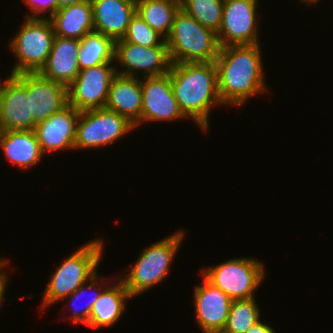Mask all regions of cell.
<instances>
[{
  "label": "cell",
  "instance_id": "cell-23",
  "mask_svg": "<svg viewBox=\"0 0 333 333\" xmlns=\"http://www.w3.org/2000/svg\"><path fill=\"white\" fill-rule=\"evenodd\" d=\"M180 0H136V13L164 39L170 34Z\"/></svg>",
  "mask_w": 333,
  "mask_h": 333
},
{
  "label": "cell",
  "instance_id": "cell-21",
  "mask_svg": "<svg viewBox=\"0 0 333 333\" xmlns=\"http://www.w3.org/2000/svg\"><path fill=\"white\" fill-rule=\"evenodd\" d=\"M117 283L107 286L101 293L98 300L93 304L90 312L88 327L102 328L111 327L123 315L126 309L127 300L131 295L126 289L123 281L118 279Z\"/></svg>",
  "mask_w": 333,
  "mask_h": 333
},
{
  "label": "cell",
  "instance_id": "cell-29",
  "mask_svg": "<svg viewBox=\"0 0 333 333\" xmlns=\"http://www.w3.org/2000/svg\"><path fill=\"white\" fill-rule=\"evenodd\" d=\"M23 1L28 7H30L29 10L31 9L32 11V13L26 14L25 17L27 18H50L58 9L57 0H23ZM47 12L49 15L45 16Z\"/></svg>",
  "mask_w": 333,
  "mask_h": 333
},
{
  "label": "cell",
  "instance_id": "cell-30",
  "mask_svg": "<svg viewBox=\"0 0 333 333\" xmlns=\"http://www.w3.org/2000/svg\"><path fill=\"white\" fill-rule=\"evenodd\" d=\"M7 262H5L1 267H0V307H2V303L4 302V294L6 293V288H7V283H8V275L5 272V266H7Z\"/></svg>",
  "mask_w": 333,
  "mask_h": 333
},
{
  "label": "cell",
  "instance_id": "cell-12",
  "mask_svg": "<svg viewBox=\"0 0 333 333\" xmlns=\"http://www.w3.org/2000/svg\"><path fill=\"white\" fill-rule=\"evenodd\" d=\"M27 93V73L12 75L0 91V131L35 129Z\"/></svg>",
  "mask_w": 333,
  "mask_h": 333
},
{
  "label": "cell",
  "instance_id": "cell-25",
  "mask_svg": "<svg viewBox=\"0 0 333 333\" xmlns=\"http://www.w3.org/2000/svg\"><path fill=\"white\" fill-rule=\"evenodd\" d=\"M255 298L232 301L222 332L247 333L260 320L261 312Z\"/></svg>",
  "mask_w": 333,
  "mask_h": 333
},
{
  "label": "cell",
  "instance_id": "cell-31",
  "mask_svg": "<svg viewBox=\"0 0 333 333\" xmlns=\"http://www.w3.org/2000/svg\"><path fill=\"white\" fill-rule=\"evenodd\" d=\"M247 333H276V331L269 324L259 320Z\"/></svg>",
  "mask_w": 333,
  "mask_h": 333
},
{
  "label": "cell",
  "instance_id": "cell-36",
  "mask_svg": "<svg viewBox=\"0 0 333 333\" xmlns=\"http://www.w3.org/2000/svg\"><path fill=\"white\" fill-rule=\"evenodd\" d=\"M208 333H224V332L218 331V332H208Z\"/></svg>",
  "mask_w": 333,
  "mask_h": 333
},
{
  "label": "cell",
  "instance_id": "cell-32",
  "mask_svg": "<svg viewBox=\"0 0 333 333\" xmlns=\"http://www.w3.org/2000/svg\"><path fill=\"white\" fill-rule=\"evenodd\" d=\"M87 0H57V6L58 8L65 7L68 5L76 4V3H81Z\"/></svg>",
  "mask_w": 333,
  "mask_h": 333
},
{
  "label": "cell",
  "instance_id": "cell-14",
  "mask_svg": "<svg viewBox=\"0 0 333 333\" xmlns=\"http://www.w3.org/2000/svg\"><path fill=\"white\" fill-rule=\"evenodd\" d=\"M203 283L194 286L195 319L203 333L223 331L232 299L202 274Z\"/></svg>",
  "mask_w": 333,
  "mask_h": 333
},
{
  "label": "cell",
  "instance_id": "cell-27",
  "mask_svg": "<svg viewBox=\"0 0 333 333\" xmlns=\"http://www.w3.org/2000/svg\"><path fill=\"white\" fill-rule=\"evenodd\" d=\"M98 279H99V276L96 274L89 281H87L86 283L82 284L74 293H72L70 296H68L67 298H65L66 300L67 299L71 300L68 303L72 302V305L70 307L71 308L74 307L73 311L71 313L72 317L70 316V317L66 318L68 320H71L73 322V324L77 325V323H79V324L81 323V324H84L86 326L88 325L89 316H90V312H91V309L93 307V304L98 300V298L100 297L102 291L107 287V285H106L107 283L105 281V277L104 278L100 277V279H99L100 281H98ZM102 281H103L104 284L102 283ZM97 283H100V285L98 286ZM101 288H103V289H101ZM88 291H92V292L94 291L92 293L94 296L91 297V295H90L91 292H88ZM87 292L89 293V295H87V296L91 297L89 299L90 301H87L86 305H84L80 309V307L76 306L75 302L78 301L80 298L82 299V297L84 296L83 294L87 293Z\"/></svg>",
  "mask_w": 333,
  "mask_h": 333
},
{
  "label": "cell",
  "instance_id": "cell-5",
  "mask_svg": "<svg viewBox=\"0 0 333 333\" xmlns=\"http://www.w3.org/2000/svg\"><path fill=\"white\" fill-rule=\"evenodd\" d=\"M184 233L183 230L176 231L140 252L137 262L121 279L132 298L147 292L166 278L184 240Z\"/></svg>",
  "mask_w": 333,
  "mask_h": 333
},
{
  "label": "cell",
  "instance_id": "cell-13",
  "mask_svg": "<svg viewBox=\"0 0 333 333\" xmlns=\"http://www.w3.org/2000/svg\"><path fill=\"white\" fill-rule=\"evenodd\" d=\"M141 124L146 121L170 122L185 119L174 97L170 74L143 77L141 80Z\"/></svg>",
  "mask_w": 333,
  "mask_h": 333
},
{
  "label": "cell",
  "instance_id": "cell-26",
  "mask_svg": "<svg viewBox=\"0 0 333 333\" xmlns=\"http://www.w3.org/2000/svg\"><path fill=\"white\" fill-rule=\"evenodd\" d=\"M181 9L205 28L218 33L223 15L224 0H180Z\"/></svg>",
  "mask_w": 333,
  "mask_h": 333
},
{
  "label": "cell",
  "instance_id": "cell-10",
  "mask_svg": "<svg viewBox=\"0 0 333 333\" xmlns=\"http://www.w3.org/2000/svg\"><path fill=\"white\" fill-rule=\"evenodd\" d=\"M114 61L124 67L116 73L129 77H139L138 72L142 77L162 76L172 66L168 46L144 47L126 41H115Z\"/></svg>",
  "mask_w": 333,
  "mask_h": 333
},
{
  "label": "cell",
  "instance_id": "cell-2",
  "mask_svg": "<svg viewBox=\"0 0 333 333\" xmlns=\"http://www.w3.org/2000/svg\"><path fill=\"white\" fill-rule=\"evenodd\" d=\"M169 74L180 110L187 119L193 120L198 128L206 132L211 109L223 105L214 61L172 63Z\"/></svg>",
  "mask_w": 333,
  "mask_h": 333
},
{
  "label": "cell",
  "instance_id": "cell-11",
  "mask_svg": "<svg viewBox=\"0 0 333 333\" xmlns=\"http://www.w3.org/2000/svg\"><path fill=\"white\" fill-rule=\"evenodd\" d=\"M258 0H224L221 27L217 33L220 47L259 44Z\"/></svg>",
  "mask_w": 333,
  "mask_h": 333
},
{
  "label": "cell",
  "instance_id": "cell-19",
  "mask_svg": "<svg viewBox=\"0 0 333 333\" xmlns=\"http://www.w3.org/2000/svg\"><path fill=\"white\" fill-rule=\"evenodd\" d=\"M141 77L116 75L110 85L105 108L126 117L135 128L141 125Z\"/></svg>",
  "mask_w": 333,
  "mask_h": 333
},
{
  "label": "cell",
  "instance_id": "cell-3",
  "mask_svg": "<svg viewBox=\"0 0 333 333\" xmlns=\"http://www.w3.org/2000/svg\"><path fill=\"white\" fill-rule=\"evenodd\" d=\"M103 240L98 238L87 242L71 253L50 276L46 289L41 293L42 309L65 300L82 284L89 281L96 272L104 256Z\"/></svg>",
  "mask_w": 333,
  "mask_h": 333
},
{
  "label": "cell",
  "instance_id": "cell-4",
  "mask_svg": "<svg viewBox=\"0 0 333 333\" xmlns=\"http://www.w3.org/2000/svg\"><path fill=\"white\" fill-rule=\"evenodd\" d=\"M165 41L172 63L213 62L220 50L217 33L202 26L181 8Z\"/></svg>",
  "mask_w": 333,
  "mask_h": 333
},
{
  "label": "cell",
  "instance_id": "cell-9",
  "mask_svg": "<svg viewBox=\"0 0 333 333\" xmlns=\"http://www.w3.org/2000/svg\"><path fill=\"white\" fill-rule=\"evenodd\" d=\"M113 62L81 69L68 86V104L79 112L102 109L113 78L117 75Z\"/></svg>",
  "mask_w": 333,
  "mask_h": 333
},
{
  "label": "cell",
  "instance_id": "cell-35",
  "mask_svg": "<svg viewBox=\"0 0 333 333\" xmlns=\"http://www.w3.org/2000/svg\"><path fill=\"white\" fill-rule=\"evenodd\" d=\"M6 261L2 258H0V267L5 263Z\"/></svg>",
  "mask_w": 333,
  "mask_h": 333
},
{
  "label": "cell",
  "instance_id": "cell-17",
  "mask_svg": "<svg viewBox=\"0 0 333 333\" xmlns=\"http://www.w3.org/2000/svg\"><path fill=\"white\" fill-rule=\"evenodd\" d=\"M80 47L79 39L55 36L47 62L38 73L46 79L68 87L80 71Z\"/></svg>",
  "mask_w": 333,
  "mask_h": 333
},
{
  "label": "cell",
  "instance_id": "cell-15",
  "mask_svg": "<svg viewBox=\"0 0 333 333\" xmlns=\"http://www.w3.org/2000/svg\"><path fill=\"white\" fill-rule=\"evenodd\" d=\"M79 117L80 112L68 104L36 124L34 131L44 155L58 150H74Z\"/></svg>",
  "mask_w": 333,
  "mask_h": 333
},
{
  "label": "cell",
  "instance_id": "cell-33",
  "mask_svg": "<svg viewBox=\"0 0 333 333\" xmlns=\"http://www.w3.org/2000/svg\"><path fill=\"white\" fill-rule=\"evenodd\" d=\"M299 1H301V2H303V3H306L307 5L308 4H315V3H317V2H319V0H299Z\"/></svg>",
  "mask_w": 333,
  "mask_h": 333
},
{
  "label": "cell",
  "instance_id": "cell-28",
  "mask_svg": "<svg viewBox=\"0 0 333 333\" xmlns=\"http://www.w3.org/2000/svg\"><path fill=\"white\" fill-rule=\"evenodd\" d=\"M116 41H126L144 47L167 46L165 39L148 26L137 13L132 17L123 38Z\"/></svg>",
  "mask_w": 333,
  "mask_h": 333
},
{
  "label": "cell",
  "instance_id": "cell-16",
  "mask_svg": "<svg viewBox=\"0 0 333 333\" xmlns=\"http://www.w3.org/2000/svg\"><path fill=\"white\" fill-rule=\"evenodd\" d=\"M27 93L35 124L45 121L68 105V87L46 79L39 73H27Z\"/></svg>",
  "mask_w": 333,
  "mask_h": 333
},
{
  "label": "cell",
  "instance_id": "cell-34",
  "mask_svg": "<svg viewBox=\"0 0 333 333\" xmlns=\"http://www.w3.org/2000/svg\"><path fill=\"white\" fill-rule=\"evenodd\" d=\"M11 76H12V74L10 73V74L8 75V78L5 79V80L2 81V82H1V79H0V91L3 89L5 83L7 82V80H8Z\"/></svg>",
  "mask_w": 333,
  "mask_h": 333
},
{
  "label": "cell",
  "instance_id": "cell-6",
  "mask_svg": "<svg viewBox=\"0 0 333 333\" xmlns=\"http://www.w3.org/2000/svg\"><path fill=\"white\" fill-rule=\"evenodd\" d=\"M55 33L49 18H27L9 42L16 63L10 73H38L46 64Z\"/></svg>",
  "mask_w": 333,
  "mask_h": 333
},
{
  "label": "cell",
  "instance_id": "cell-20",
  "mask_svg": "<svg viewBox=\"0 0 333 333\" xmlns=\"http://www.w3.org/2000/svg\"><path fill=\"white\" fill-rule=\"evenodd\" d=\"M0 148L6 160L20 169L36 166L44 156L34 130L0 131Z\"/></svg>",
  "mask_w": 333,
  "mask_h": 333
},
{
  "label": "cell",
  "instance_id": "cell-22",
  "mask_svg": "<svg viewBox=\"0 0 333 333\" xmlns=\"http://www.w3.org/2000/svg\"><path fill=\"white\" fill-rule=\"evenodd\" d=\"M49 19L55 36L81 40L94 31L91 0L58 8Z\"/></svg>",
  "mask_w": 333,
  "mask_h": 333
},
{
  "label": "cell",
  "instance_id": "cell-8",
  "mask_svg": "<svg viewBox=\"0 0 333 333\" xmlns=\"http://www.w3.org/2000/svg\"><path fill=\"white\" fill-rule=\"evenodd\" d=\"M135 130L126 117L106 108L80 112L74 149L101 148Z\"/></svg>",
  "mask_w": 333,
  "mask_h": 333
},
{
  "label": "cell",
  "instance_id": "cell-18",
  "mask_svg": "<svg viewBox=\"0 0 333 333\" xmlns=\"http://www.w3.org/2000/svg\"><path fill=\"white\" fill-rule=\"evenodd\" d=\"M94 31L114 41L125 35L136 13V0H91Z\"/></svg>",
  "mask_w": 333,
  "mask_h": 333
},
{
  "label": "cell",
  "instance_id": "cell-7",
  "mask_svg": "<svg viewBox=\"0 0 333 333\" xmlns=\"http://www.w3.org/2000/svg\"><path fill=\"white\" fill-rule=\"evenodd\" d=\"M264 264L249 257L228 259L211 268H202V274L216 288L232 300L255 297V290L266 276Z\"/></svg>",
  "mask_w": 333,
  "mask_h": 333
},
{
  "label": "cell",
  "instance_id": "cell-24",
  "mask_svg": "<svg viewBox=\"0 0 333 333\" xmlns=\"http://www.w3.org/2000/svg\"><path fill=\"white\" fill-rule=\"evenodd\" d=\"M115 41L95 31L86 34L81 39L78 54L79 69L95 67L114 61Z\"/></svg>",
  "mask_w": 333,
  "mask_h": 333
},
{
  "label": "cell",
  "instance_id": "cell-1",
  "mask_svg": "<svg viewBox=\"0 0 333 333\" xmlns=\"http://www.w3.org/2000/svg\"><path fill=\"white\" fill-rule=\"evenodd\" d=\"M260 44L220 47L214 63L223 105L242 106L248 98L266 93Z\"/></svg>",
  "mask_w": 333,
  "mask_h": 333
}]
</instances>
